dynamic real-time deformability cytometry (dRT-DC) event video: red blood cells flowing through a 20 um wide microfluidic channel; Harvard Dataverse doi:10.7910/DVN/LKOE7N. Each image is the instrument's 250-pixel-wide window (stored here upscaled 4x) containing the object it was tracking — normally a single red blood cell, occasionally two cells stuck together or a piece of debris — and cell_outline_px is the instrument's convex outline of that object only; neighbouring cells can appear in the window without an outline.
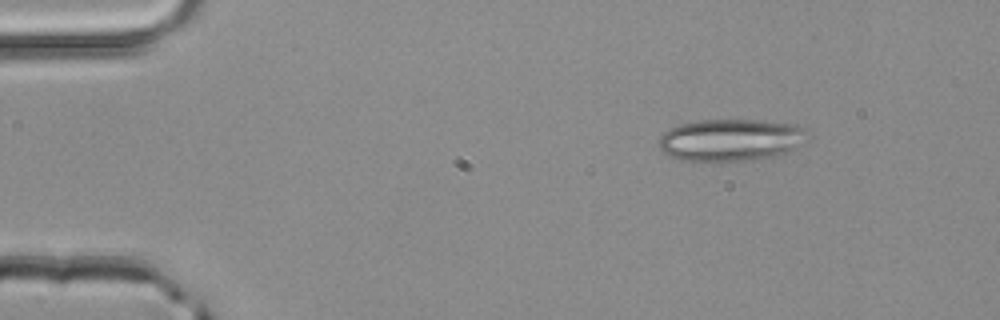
{"species": "common noctule bat (a hibernating species)", "species_latin": "Nyctalus noctula", "temperature_condition": "room temperature", "stored_images_in_passage": 3, "camera_frame_rate_fps": 3000, "um_per_image_px": 0.085, "animal": {"sex": "male", "body_mass_g": 20.4}, "frame": {"image": 1, "passage_image": 1, "time_ms": 0.0, "image_size_px": [1000, 320], "cell_outline_px": [[808, 140], [804, 144], [776, 156], [756, 160], [704, 164], [680, 160], [664, 152], [660, 148], [660, 136], [668, 128], [680, 124], [696, 120], [756, 120], [796, 124], [804, 128]], "centroid_in_image_um": [62.1, 11.93], "position_along_channel_um": 22.9, "area_um2": 37.51}}